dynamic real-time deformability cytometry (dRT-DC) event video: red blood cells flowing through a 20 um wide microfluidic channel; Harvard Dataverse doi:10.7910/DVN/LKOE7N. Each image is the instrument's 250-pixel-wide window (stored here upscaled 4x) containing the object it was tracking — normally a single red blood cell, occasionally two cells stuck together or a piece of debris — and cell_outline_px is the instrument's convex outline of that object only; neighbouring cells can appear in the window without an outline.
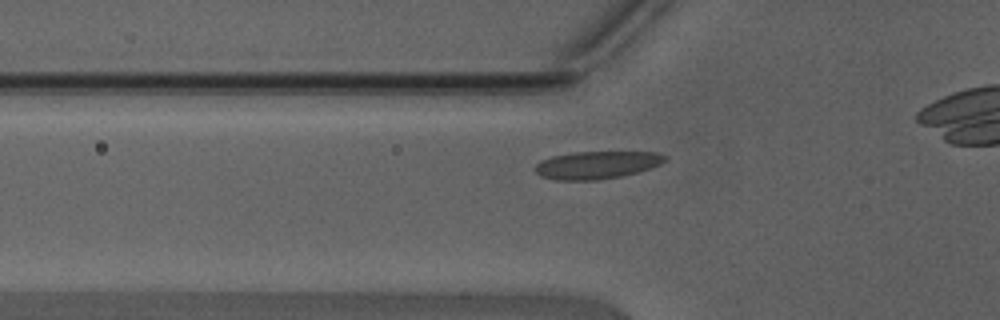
{"species": "Egyptian fruit bat (a non-hibernating species)", "species_latin": "Rousettus aegyptiacus", "temperature_condition": "warm", "stored_images_in_passage": 33, "camera_frame_rate_fps": 3000, "um_per_image_px": 0.085, "animal": {"sex": "male"}, "frame": {"image": 1, "passage_image": 8, "time_ms": 2.333, "image_size_px": [1000, 320], "cell_outline_px": [[668, 160], [660, 164], [636, 172], [620, 176], [596, 180], [556, 180], [540, 176], [532, 168], [540, 160], [552, 156], [576, 152], [656, 152], [668, 156]], "centroid_in_image_um": [50.69, 14.02], "position_along_channel_um": 75.1, "area_um2": 20.92}}
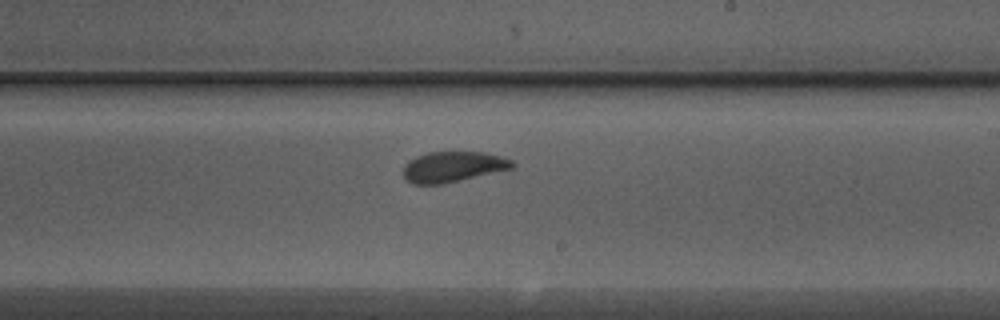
{"frame": {"image": 2, "passage_image": 20, "time_ms": 6.333, "image_size_px": [1000, 320], "cell_outline_px": [[516, 164], [512, 168], [444, 184], [412, 184], [404, 180], [404, 164], [408, 160], [416, 156], [428, 152], [484, 152], [500, 156], [512, 160]], "centroid_in_image_um": [38.46, 14.18], "position_along_channel_um": 250.5, "area_um2": 19.48}}
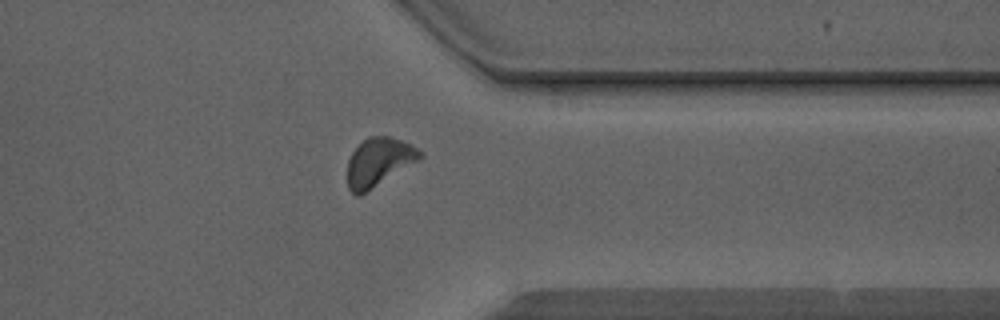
{"frame": {"image": 3, "passage_image": 29, "time_ms": 9.333, "image_size_px": [1000, 320], "cell_outline_px": [[424, 156], [360, 196], [356, 196], [348, 188], [348, 160], [352, 152], [368, 136], [388, 136], [412, 144], [424, 152]], "centroid_in_image_um": [32.2, 13.76], "position_along_channel_um": 379.2, "area_um2": 20.23}, "authors_computed_cell_mechanics": {"area_um2": 19.9988, "velocity_mm_per_s": 4.4026, "shape_relaxation_time_tau1_ms": 2.5428, "shape_relaxation_time_tau2_ms": null, "deformation_change_tau1": 0.077, "deformation_change_tau2": null}}